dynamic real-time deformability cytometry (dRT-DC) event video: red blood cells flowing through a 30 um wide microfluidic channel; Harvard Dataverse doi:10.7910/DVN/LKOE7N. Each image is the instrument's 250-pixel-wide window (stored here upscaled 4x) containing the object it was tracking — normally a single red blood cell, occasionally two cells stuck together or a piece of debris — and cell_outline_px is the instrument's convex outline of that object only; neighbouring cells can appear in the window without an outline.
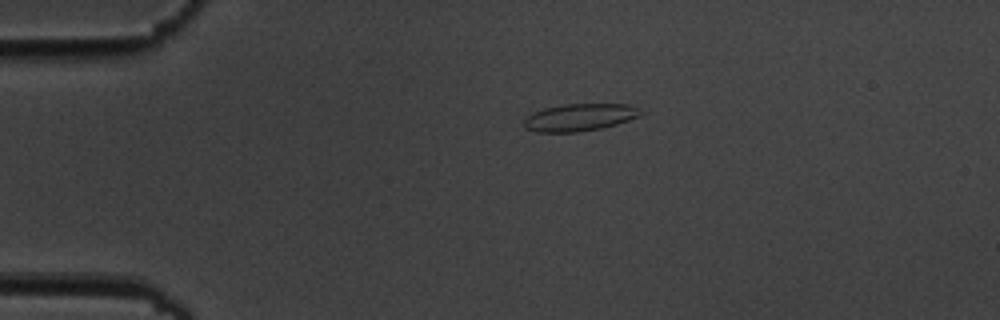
{"species": "common noctule bat (a hibernating species)", "species_latin": "Nyctalus noctula", "temperature_condition": "cold", "stored_images_in_passage": 6, "camera_frame_rate_fps": 3000, "um_per_image_px": 0.085, "animal": {"sex": "male", "body_mass_g": 19.5, "forearm_length_mm": 54.6}, "frame": {"image": 1, "passage_image": 2, "time_ms": 1.333, "image_size_px": [1000, 320], "cell_outline_px": [[644, 112], [640, 116], [616, 124], [600, 128], [580, 132], [536, 132], [524, 128], [524, 116], [532, 112], [544, 108], [564, 104], [628, 104]], "centroid_in_image_um": [49.21, 9.97], "position_along_channel_um": 35.8, "area_um2": 18.67}}
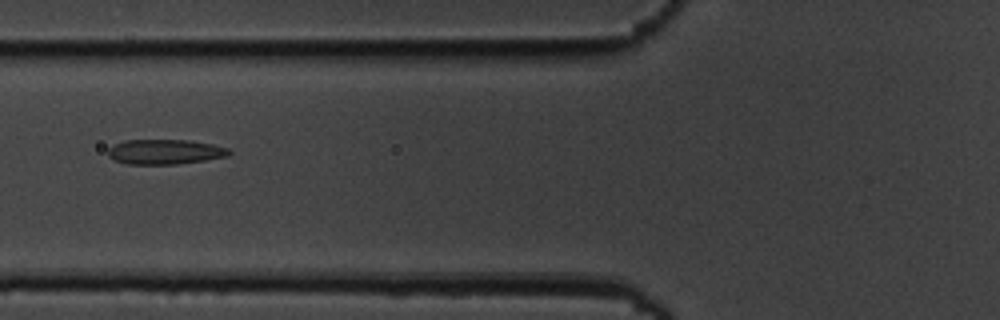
{"frame": {"image": 2, "passage_image": 5, "time_ms": 4.667, "image_size_px": [1000, 320], "cell_outline_px": [[232, 152], [228, 156], [204, 160], [176, 164], [128, 164], [116, 160], [108, 156], [108, 148], [124, 140], [184, 140], [212, 144], [228, 148]], "centroid_in_image_um": [14.02, 12.9], "position_along_channel_um": 111.8, "area_um2": 17.4}}
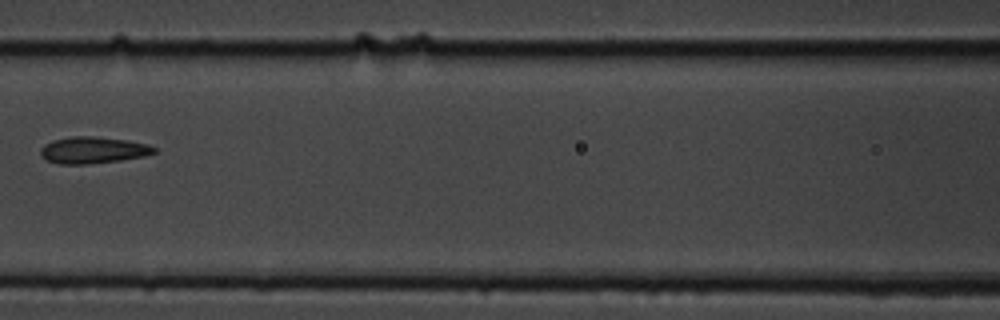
{"frame": {"image": 3, "passage_image": 6, "time_ms": 6.0, "image_size_px": [1000, 320], "cell_outline_px": [[156, 152], [144, 156], [120, 160], [88, 164], [60, 164], [48, 160], [40, 156], [40, 148], [44, 144], [52, 140], [72, 136], [96, 136], [128, 140], [148, 144], [156, 148]], "centroid_in_image_um": [7.89, 12.75], "position_along_channel_um": 158.7, "area_um2": 17.74}}